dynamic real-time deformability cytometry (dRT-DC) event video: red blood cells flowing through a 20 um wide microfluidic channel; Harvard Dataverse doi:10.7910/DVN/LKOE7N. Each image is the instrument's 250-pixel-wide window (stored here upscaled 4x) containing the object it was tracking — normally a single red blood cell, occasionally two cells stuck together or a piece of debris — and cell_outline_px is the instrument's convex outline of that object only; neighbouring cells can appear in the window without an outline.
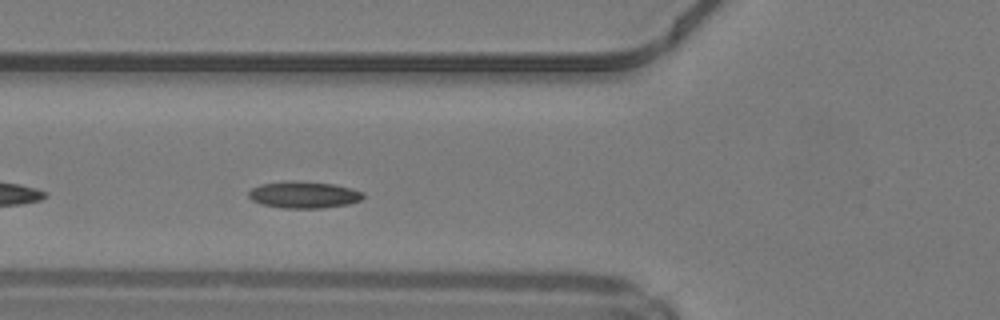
{"species": "common noctule bat (a hibernating species)", "species_latin": "Nyctalus noctula", "temperature_condition": "warm", "stored_images_in_passage": 29, "camera_frame_rate_fps": 3000, "um_per_image_px": 0.085, "animal": {"sex": "male", "body_mass_g": 19.2, "forearm_length_mm": 51.8}, "frame": {"image": 1, "passage_image": 5, "time_ms": 1.333, "image_size_px": [1000, 320], "cell_outline_px": [[364, 196], [360, 200], [348, 204], [320, 208], [280, 208], [260, 204], [252, 200], [248, 196], [248, 192], [252, 188], [260, 184], [288, 180], [300, 180], [336, 184], [352, 188], [364, 192]], "centroid_in_image_um": [25.81, 16.54], "position_along_channel_um": 100.0, "area_um2": 18.21}, "authors_computed_cell_mechanics": {"area_um2": 16.9932, "velocity_mm_per_s": 4.1721, "shape_relaxation_time_tau1_ms": 4.3946, "shape_relaxation_time_tau2_ms": 6.5716, "deformation_change_tau1": 0.0946, "deformation_change_tau2": 0.117}}